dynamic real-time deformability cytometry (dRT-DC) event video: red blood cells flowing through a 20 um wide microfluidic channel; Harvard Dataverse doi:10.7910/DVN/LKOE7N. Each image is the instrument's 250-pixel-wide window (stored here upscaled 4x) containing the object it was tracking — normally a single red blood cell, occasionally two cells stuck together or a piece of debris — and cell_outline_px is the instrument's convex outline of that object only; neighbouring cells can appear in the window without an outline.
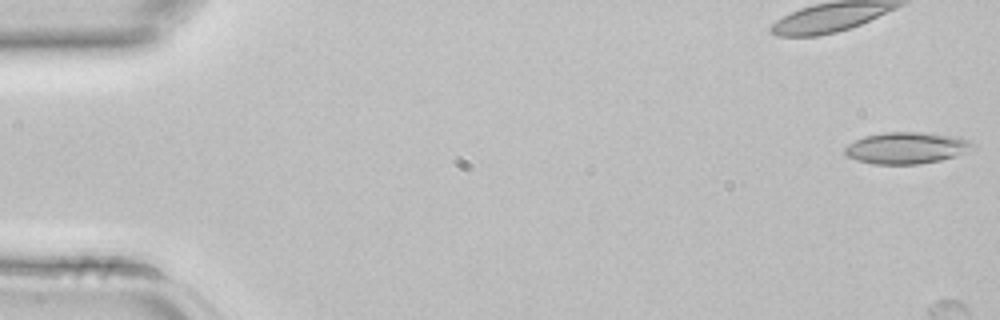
{"species": "common noctule bat (a hibernating species)", "species_latin": "Nyctalus noctula", "temperature_condition": "room temperature", "stored_images_in_passage": 4, "camera_frame_rate_fps": 3000, "um_per_image_px": 0.085, "animal": {"sex": "female", "body_mass_g": 22.7, "forearm_length_mm": 54.2}, "frame": {"image": 1, "passage_image": 1, "time_ms": 0.0, "image_size_px": [1000, 320], "cell_outline_px": [[976, 148], [940, 160], [920, 164], [872, 164], [856, 160], [848, 156], [844, 152], [844, 148], [848, 144], [864, 136], [884, 132], [920, 132], [956, 136], [968, 140]], "centroid_in_image_um": [77.02, 12.57], "position_along_channel_um": 8.0, "area_um2": 23.41}}